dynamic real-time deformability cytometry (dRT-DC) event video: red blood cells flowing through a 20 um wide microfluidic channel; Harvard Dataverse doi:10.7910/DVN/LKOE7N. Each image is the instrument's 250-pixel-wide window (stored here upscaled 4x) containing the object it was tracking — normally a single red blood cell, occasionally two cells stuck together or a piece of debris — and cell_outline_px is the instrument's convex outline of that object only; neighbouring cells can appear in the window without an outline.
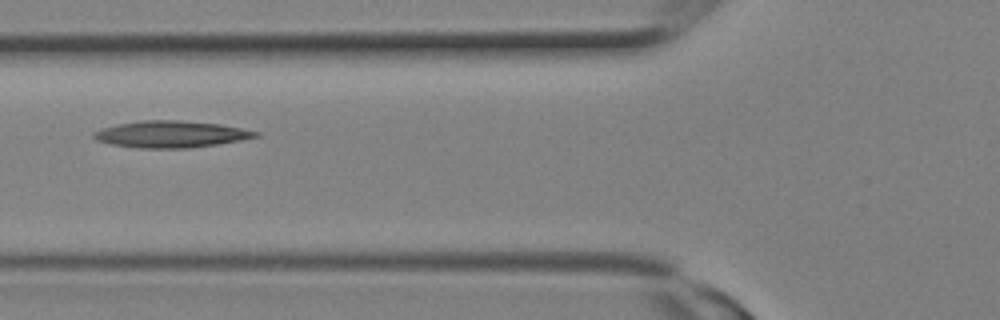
{"species": "Egyptian fruit bat (a non-hibernating species)", "species_latin": "Rousettus aegyptiacus", "temperature_condition": "room temperature", "stored_images_in_passage": 4, "camera_frame_rate_fps": 3000, "um_per_image_px": 0.085, "animal": {"sex": "female"}, "frame": {"image": 1, "passage_image": 4, "time_ms": 1.0, "image_size_px": [1000, 320], "cell_outline_px": [[260, 136], [240, 140], [192, 148], [136, 148], [112, 144], [96, 140], [92, 136], [92, 132], [104, 128], [120, 124], [140, 120], [180, 120], [220, 124], [260, 132]], "centroid_in_image_um": [14.53, 11.41], "position_along_channel_um": 111.3, "area_um2": 25.09}}